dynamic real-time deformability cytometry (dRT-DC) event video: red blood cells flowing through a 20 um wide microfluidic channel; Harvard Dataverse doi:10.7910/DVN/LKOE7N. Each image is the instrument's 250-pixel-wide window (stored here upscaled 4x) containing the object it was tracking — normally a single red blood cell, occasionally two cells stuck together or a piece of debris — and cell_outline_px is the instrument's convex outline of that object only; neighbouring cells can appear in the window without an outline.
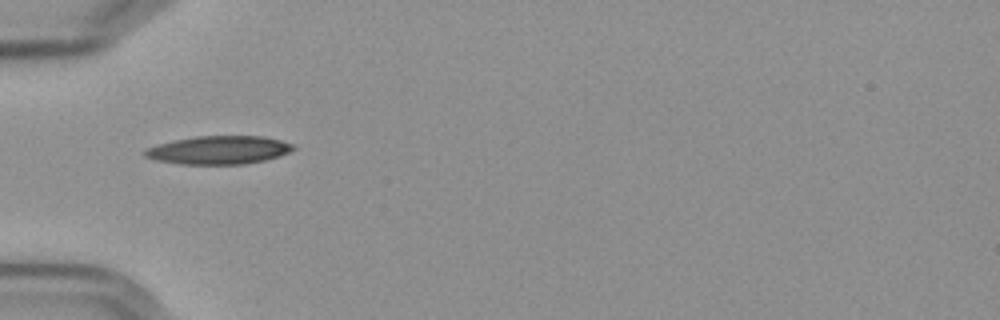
{"species": "Egyptian fruit bat (a non-hibernating species)", "species_latin": "Rousettus aegyptiacus", "temperature_condition": "cold", "stored_images_in_passage": 39, "camera_frame_rate_fps": 3000, "um_per_image_px": 0.085, "frame": {"image": 1, "passage_image": 1, "time_ms": 0.0, "image_size_px": [1000, 320], "cell_outline_px": [[296, 148], [280, 156], [264, 160], [244, 164], [180, 164], [156, 160], [144, 156], [144, 148], [156, 144], [172, 140], [196, 136], [264, 136], [280, 140], [292, 144]], "centroid_in_image_um": [18.56, 12.75], "position_along_channel_um": 66.4, "area_um2": 24.57}}
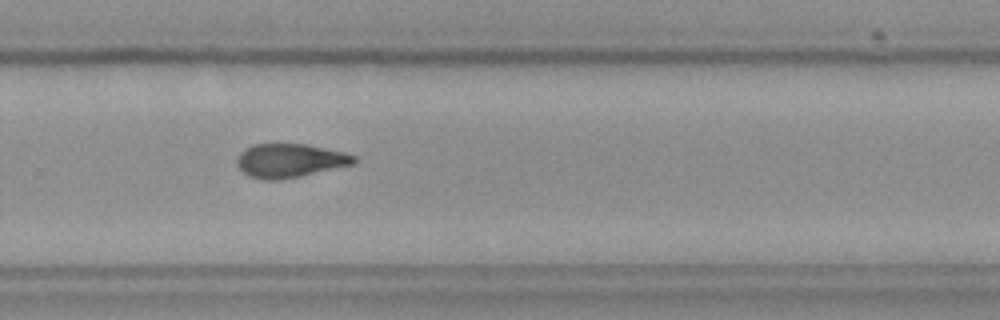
{"frame": {"image": 2, "passage_image": 21, "time_ms": 6.667, "image_size_px": [1000, 320], "cell_outline_px": [[356, 164], [300, 176], [276, 180], [264, 180], [248, 176], [236, 164], [236, 160], [240, 152], [244, 148], [252, 144], [304, 144], [344, 152], [356, 156]], "centroid_in_image_um": [24.63, 13.65], "position_along_channel_um": 305.2, "area_um2": 23.06}}
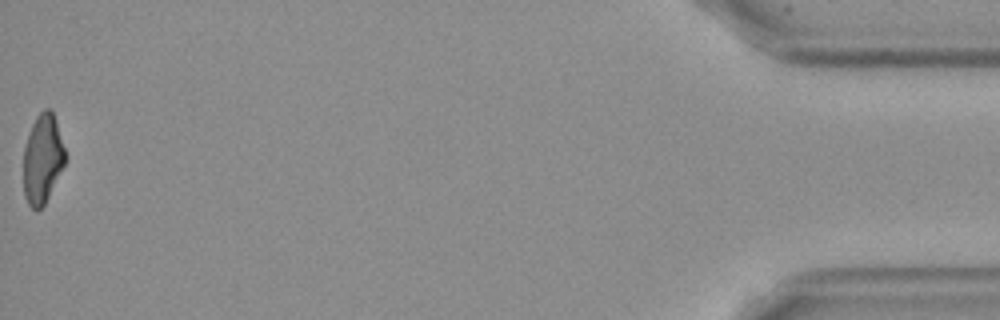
{"frame": {"image": 3, "passage_image": 39, "time_ms": 12.667, "image_size_px": [1000, 320], "cell_outline_px": [[64, 164], [44, 204], [36, 212], [28, 204], [24, 196], [24, 148], [32, 124], [36, 116], [44, 108], [48, 108], [52, 112], [56, 120], [64, 148]], "centroid_in_image_um": [3.59, 13.5], "position_along_channel_um": 431.6, "area_um2": 21.21}, "authors_computed_cell_mechanics": {"area_um2": 23.0622, "velocity_mm_per_s": 3.6006, "shape_relaxation_time_tau1_ms": 9.8478, "shape_relaxation_time_tau2_ms": 5.0931, "deformation_change_tau1": 0.2186, "deformation_change_tau2": 0.117}}